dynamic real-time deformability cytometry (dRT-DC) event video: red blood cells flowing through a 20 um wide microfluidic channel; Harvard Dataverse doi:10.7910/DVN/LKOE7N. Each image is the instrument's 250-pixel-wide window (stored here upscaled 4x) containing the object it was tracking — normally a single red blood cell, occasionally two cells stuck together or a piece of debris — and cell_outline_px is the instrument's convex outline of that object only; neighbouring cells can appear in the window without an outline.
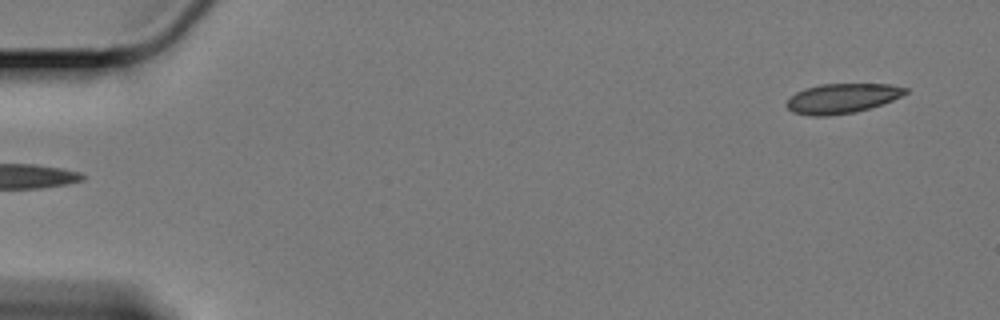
{"species": "Egyptian fruit bat (a non-hibernating species)", "species_latin": "Rousettus aegyptiacus", "temperature_condition": "cold", "stored_images_in_passage": 14, "camera_frame_rate_fps": 3000, "um_per_image_px": 0.085, "animal": {"sex": "female"}, "frame": {"image": 1, "passage_image": 1, "time_ms": 0.0, "image_size_px": [1000, 320], "cell_outline_px": [[908, 92], [892, 100], [856, 112], [828, 116], [812, 116], [792, 112], [788, 108], [788, 100], [796, 92], [804, 88], [820, 84], [888, 84], [908, 88]], "centroid_in_image_um": [71.56, 8.36], "position_along_channel_um": 13.4, "area_um2": 20.4}}
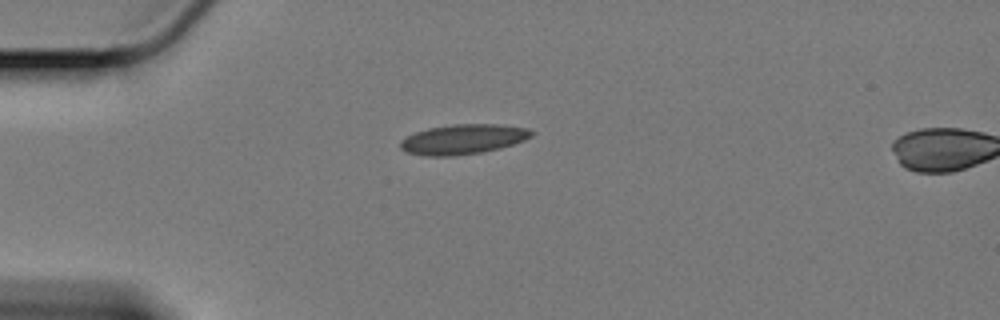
{"frame": {"image": 2, "passage_image": 13, "time_ms": 4.0, "image_size_px": [1000, 320], "cell_outline_px": [[536, 132], [532, 136], [524, 140], [500, 148], [480, 152], [456, 156], [424, 156], [408, 152], [400, 148], [400, 144], [408, 136], [416, 132], [428, 128], [456, 124], [496, 124], [524, 128]], "centroid_in_image_um": [39.37, 11.84], "position_along_channel_um": 45.6, "area_um2": 22.54}}